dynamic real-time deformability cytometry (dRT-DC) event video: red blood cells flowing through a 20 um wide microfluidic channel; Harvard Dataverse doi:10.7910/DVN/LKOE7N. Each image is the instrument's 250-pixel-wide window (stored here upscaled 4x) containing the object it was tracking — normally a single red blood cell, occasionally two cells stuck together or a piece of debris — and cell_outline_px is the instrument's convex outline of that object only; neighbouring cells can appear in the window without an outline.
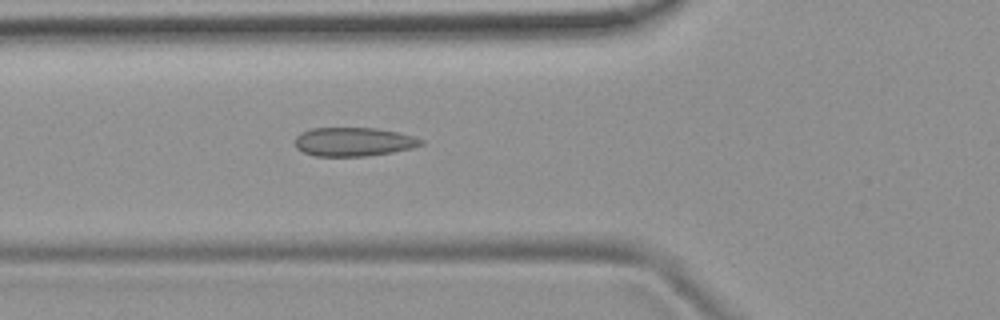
{"species": "common noctule bat (a hibernating species)", "species_latin": "Nyctalus noctula", "temperature_condition": "room temperature", "stored_images_in_passage": 3, "camera_frame_rate_fps": 3000, "um_per_image_px": 0.085, "animal": {"sex": "female", "body_mass_g": 19.9}, "frame": {"image": 1, "passage_image": 3, "time_ms": 0.667, "image_size_px": [1000, 320], "cell_outline_px": [[424, 144], [412, 148], [392, 152], [368, 156], [316, 156], [304, 152], [296, 148], [296, 136], [300, 132], [312, 128], [376, 128], [400, 132], [424, 140]], "centroid_in_image_um": [30.07, 12.05], "position_along_channel_um": 95.7, "area_um2": 21.21}}